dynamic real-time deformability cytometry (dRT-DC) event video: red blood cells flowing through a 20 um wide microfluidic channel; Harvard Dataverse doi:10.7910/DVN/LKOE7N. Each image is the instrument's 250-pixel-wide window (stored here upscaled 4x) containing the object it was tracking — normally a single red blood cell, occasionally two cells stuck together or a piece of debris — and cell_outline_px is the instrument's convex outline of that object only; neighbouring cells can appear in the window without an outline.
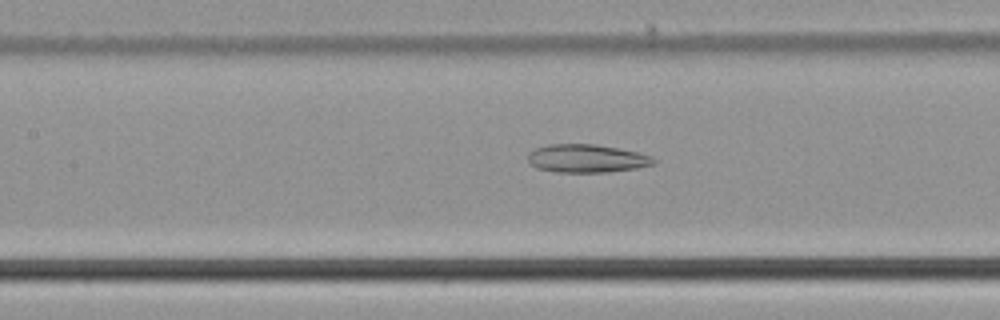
{"species": "common noctule bat (a hibernating species)", "species_latin": "Nyctalus noctula", "temperature_condition": "cold", "stored_images_in_passage": 54, "camera_frame_rate_fps": 3000, "um_per_image_px": 0.085, "animal": {"sex": "male", "body_mass_g": 21.5, "forearm_length_mm": 52.0}, "frame": {"image": 1, "passage_image": 25, "time_ms": 8.0, "image_size_px": [1000, 320], "cell_outline_px": [[656, 164], [636, 168], [608, 172], [556, 172], [536, 168], [528, 160], [528, 152], [536, 148], [548, 144], [596, 144], [636, 152], [652, 156], [656, 160]], "centroid_in_image_um": [49.86, 13.47], "position_along_channel_um": 157.5, "area_um2": 20.63}}
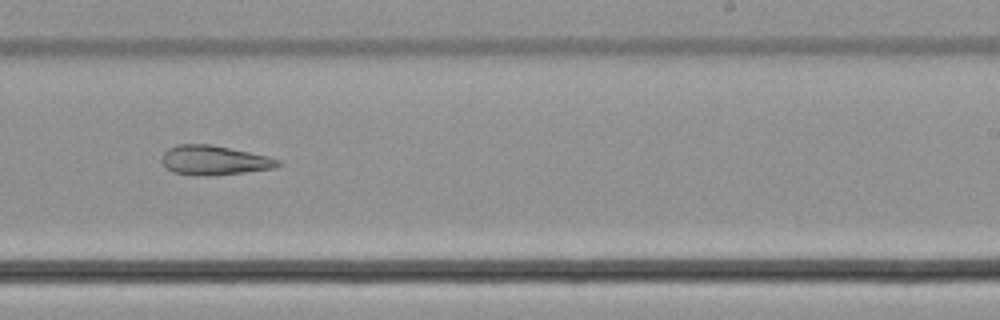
{"frame": {"image": 2, "passage_image": 34, "time_ms": 11.0, "image_size_px": [1000, 320], "cell_outline_px": [[280, 164], [276, 168], [212, 176], [208, 176], [172, 172], [164, 168], [160, 160], [164, 152], [168, 148], [176, 144], [212, 144], [268, 156], [280, 160]], "centroid_in_image_um": [18.17, 13.62], "position_along_channel_um": 270.8, "area_um2": 20.11}}
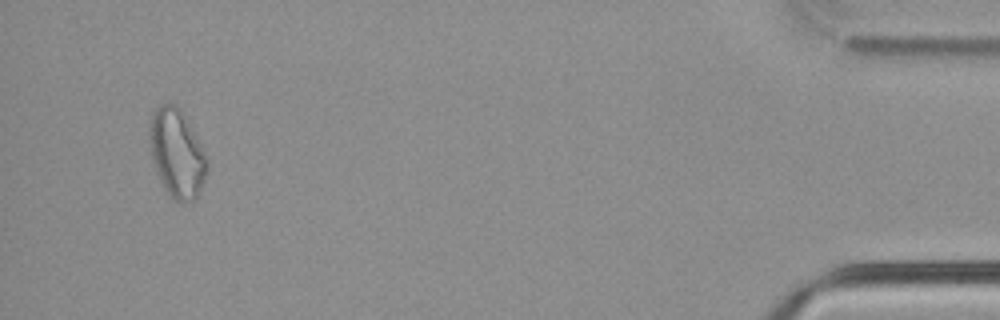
{"frame": {"image": 3, "passage_image": 52, "time_ms": 17.0, "image_size_px": [1000, 320], "cell_outline_px": [[208, 172], [196, 196], [192, 200], [184, 204], [180, 204], [168, 196], [160, 180], [152, 156], [148, 140], [148, 124], [156, 108], [160, 104], [168, 100], [176, 104], [180, 108], [208, 160]], "centroid_in_image_um": [15.0, 13.02], "position_along_channel_um": 420.2, "area_um2": 29.71}, "authors_computed_cell_mechanics": {"area_um2": 25.3164, "velocity_mm_per_s": 3.7978, "shape_relaxation_time_tau1_ms": null, "shape_relaxation_time_tau2_ms": 2.1532, "deformation_change_tau1": null, "deformation_change_tau2": 0.1008}}